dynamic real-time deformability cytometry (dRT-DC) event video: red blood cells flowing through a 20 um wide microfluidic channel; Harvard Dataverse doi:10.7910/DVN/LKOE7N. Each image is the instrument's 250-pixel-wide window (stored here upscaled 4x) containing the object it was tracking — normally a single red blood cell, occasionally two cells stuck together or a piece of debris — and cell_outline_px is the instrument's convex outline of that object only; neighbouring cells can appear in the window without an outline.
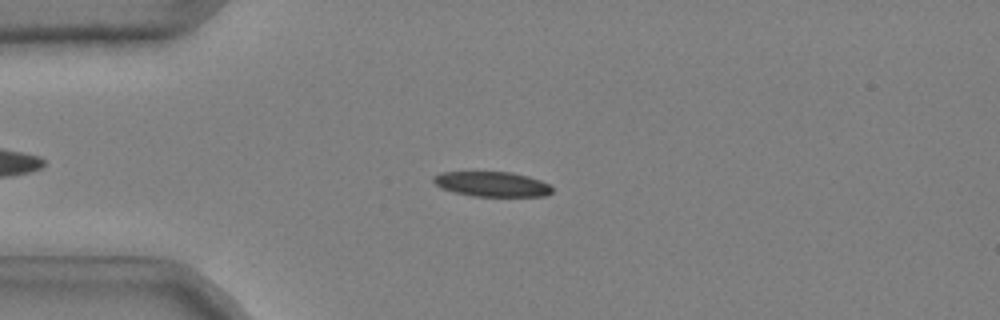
{"species": "common noctule bat (a hibernating species)", "species_latin": "Nyctalus noctula", "temperature_condition": "cold", "stored_images_in_passage": 50, "camera_frame_rate_fps": 3000, "um_per_image_px": 0.085, "animal": {"sex": "male", "body_mass_g": 20.4}, "frame": {"image": 1, "passage_image": 12, "time_ms": 3.667, "image_size_px": [1000, 320], "cell_outline_px": [[552, 192], [544, 196], [472, 196], [452, 192], [440, 188], [432, 180], [432, 176], [440, 172], [512, 172], [528, 176], [540, 180], [548, 184], [552, 188]], "centroid_in_image_um": [41.77, 15.65], "position_along_channel_um": 43.2, "area_um2": 17.34}}
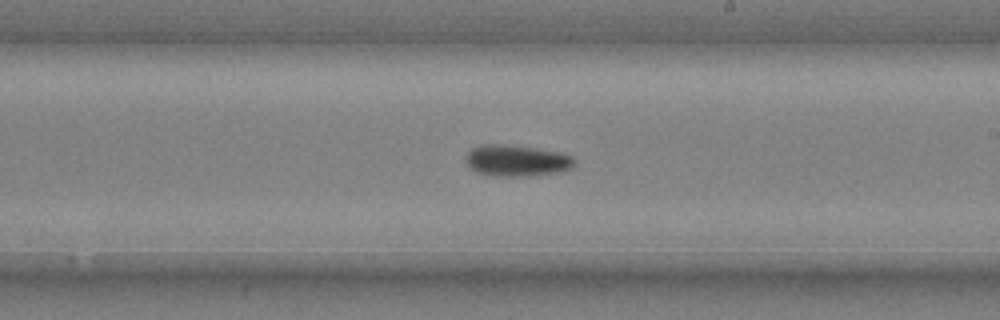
{"frame": {"image": 2, "passage_image": 30, "time_ms": 9.667, "image_size_px": [1000, 320], "cell_outline_px": [[576, 160], [572, 168], [564, 172], [528, 176], [492, 176], [476, 172], [468, 168], [464, 160], [464, 156], [472, 148], [480, 144], [496, 144], [536, 148], [560, 152], [572, 156]], "centroid_in_image_um": [43.9, 13.66], "position_along_channel_um": 245.1, "area_um2": 20.29}}
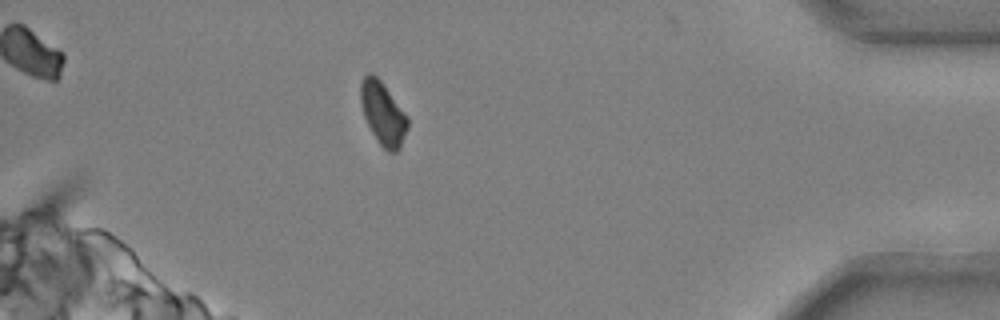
{"frame": {"image": 3, "passage_image": 46, "time_ms": 15.0, "image_size_px": [1000, 320], "cell_outline_px": [[408, 128], [400, 148], [396, 152], [388, 152], [380, 144], [372, 132], [364, 116], [360, 100], [360, 84], [364, 76], [368, 72], [372, 72], [380, 80], [408, 116]], "centroid_in_image_um": [32.55, 9.63], "position_along_channel_um": 402.6, "area_um2": 17.17}, "authors_computed_cell_mechanics": {"area_um2": 18.5538, "velocity_mm_per_s": 3.6973, "shape_relaxation_time_tau1_ms": 6.0825, "shape_relaxation_time_tau2_ms": null, "deformation_change_tau1": 0.1422, "deformation_change_tau2": null}}